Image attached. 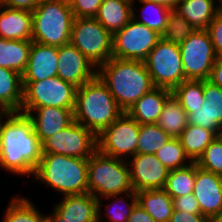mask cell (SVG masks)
I'll return each instance as SVG.
<instances>
[{
	"label": "cell",
	"mask_w": 222,
	"mask_h": 222,
	"mask_svg": "<svg viewBox=\"0 0 222 222\" xmlns=\"http://www.w3.org/2000/svg\"><path fill=\"white\" fill-rule=\"evenodd\" d=\"M40 3V0H0V6L12 9H23L33 11Z\"/></svg>",
	"instance_id": "43"
},
{
	"label": "cell",
	"mask_w": 222,
	"mask_h": 222,
	"mask_svg": "<svg viewBox=\"0 0 222 222\" xmlns=\"http://www.w3.org/2000/svg\"><path fill=\"white\" fill-rule=\"evenodd\" d=\"M215 0H181L175 11L182 15L196 30H207L215 17Z\"/></svg>",
	"instance_id": "26"
},
{
	"label": "cell",
	"mask_w": 222,
	"mask_h": 222,
	"mask_svg": "<svg viewBox=\"0 0 222 222\" xmlns=\"http://www.w3.org/2000/svg\"><path fill=\"white\" fill-rule=\"evenodd\" d=\"M209 222H222V211L209 219Z\"/></svg>",
	"instance_id": "47"
},
{
	"label": "cell",
	"mask_w": 222,
	"mask_h": 222,
	"mask_svg": "<svg viewBox=\"0 0 222 222\" xmlns=\"http://www.w3.org/2000/svg\"><path fill=\"white\" fill-rule=\"evenodd\" d=\"M4 111H2V110H0V119H1V117H2V115H4Z\"/></svg>",
	"instance_id": "50"
},
{
	"label": "cell",
	"mask_w": 222,
	"mask_h": 222,
	"mask_svg": "<svg viewBox=\"0 0 222 222\" xmlns=\"http://www.w3.org/2000/svg\"><path fill=\"white\" fill-rule=\"evenodd\" d=\"M171 138L157 123L141 124L137 154H156Z\"/></svg>",
	"instance_id": "34"
},
{
	"label": "cell",
	"mask_w": 222,
	"mask_h": 222,
	"mask_svg": "<svg viewBox=\"0 0 222 222\" xmlns=\"http://www.w3.org/2000/svg\"><path fill=\"white\" fill-rule=\"evenodd\" d=\"M41 157V143L31 119L21 112L4 113L0 119V167L13 174L33 175Z\"/></svg>",
	"instance_id": "1"
},
{
	"label": "cell",
	"mask_w": 222,
	"mask_h": 222,
	"mask_svg": "<svg viewBox=\"0 0 222 222\" xmlns=\"http://www.w3.org/2000/svg\"><path fill=\"white\" fill-rule=\"evenodd\" d=\"M219 1V5L217 6V10L222 12V0H218Z\"/></svg>",
	"instance_id": "48"
},
{
	"label": "cell",
	"mask_w": 222,
	"mask_h": 222,
	"mask_svg": "<svg viewBox=\"0 0 222 222\" xmlns=\"http://www.w3.org/2000/svg\"><path fill=\"white\" fill-rule=\"evenodd\" d=\"M22 83L21 110H34L39 107L75 109L77 87L58 76L42 81Z\"/></svg>",
	"instance_id": "8"
},
{
	"label": "cell",
	"mask_w": 222,
	"mask_h": 222,
	"mask_svg": "<svg viewBox=\"0 0 222 222\" xmlns=\"http://www.w3.org/2000/svg\"><path fill=\"white\" fill-rule=\"evenodd\" d=\"M195 31L196 28L182 15L175 10H171L168 15L166 29L161 37L171 43L180 44Z\"/></svg>",
	"instance_id": "37"
},
{
	"label": "cell",
	"mask_w": 222,
	"mask_h": 222,
	"mask_svg": "<svg viewBox=\"0 0 222 222\" xmlns=\"http://www.w3.org/2000/svg\"><path fill=\"white\" fill-rule=\"evenodd\" d=\"M47 222H97V199L90 193L63 196Z\"/></svg>",
	"instance_id": "16"
},
{
	"label": "cell",
	"mask_w": 222,
	"mask_h": 222,
	"mask_svg": "<svg viewBox=\"0 0 222 222\" xmlns=\"http://www.w3.org/2000/svg\"><path fill=\"white\" fill-rule=\"evenodd\" d=\"M160 38L161 35L156 31L131 18L121 30L113 34L112 56L145 62Z\"/></svg>",
	"instance_id": "11"
},
{
	"label": "cell",
	"mask_w": 222,
	"mask_h": 222,
	"mask_svg": "<svg viewBox=\"0 0 222 222\" xmlns=\"http://www.w3.org/2000/svg\"><path fill=\"white\" fill-rule=\"evenodd\" d=\"M32 40H8L0 37V67L25 72Z\"/></svg>",
	"instance_id": "27"
},
{
	"label": "cell",
	"mask_w": 222,
	"mask_h": 222,
	"mask_svg": "<svg viewBox=\"0 0 222 222\" xmlns=\"http://www.w3.org/2000/svg\"><path fill=\"white\" fill-rule=\"evenodd\" d=\"M155 155L168 170L183 168L192 163L178 138H171Z\"/></svg>",
	"instance_id": "36"
},
{
	"label": "cell",
	"mask_w": 222,
	"mask_h": 222,
	"mask_svg": "<svg viewBox=\"0 0 222 222\" xmlns=\"http://www.w3.org/2000/svg\"><path fill=\"white\" fill-rule=\"evenodd\" d=\"M207 31L217 57H222V12L218 11L209 24Z\"/></svg>",
	"instance_id": "40"
},
{
	"label": "cell",
	"mask_w": 222,
	"mask_h": 222,
	"mask_svg": "<svg viewBox=\"0 0 222 222\" xmlns=\"http://www.w3.org/2000/svg\"><path fill=\"white\" fill-rule=\"evenodd\" d=\"M119 196H121V197H119ZM122 196H123V194H116V195H110V196L104 197V198H107L108 200L110 198L115 200V198H116V200L115 201L113 200V202H110V204L107 203V207L106 208H110L109 209L110 211H106L108 213H105V215L110 220L108 222H128V217L131 215V212H132L133 208L137 204L136 192L135 191H131V192L127 193V195H126L127 197H129V199H131L130 200L131 203H129L127 200L125 201L124 197H122ZM121 201H122V203H124V205L126 203V205L125 206H120L119 203ZM116 203H118L119 205L116 204ZM101 205H102V201L100 199H98L97 200V222H103L100 219V215H101L100 214L101 213L100 210H101V207H102Z\"/></svg>",
	"instance_id": "35"
},
{
	"label": "cell",
	"mask_w": 222,
	"mask_h": 222,
	"mask_svg": "<svg viewBox=\"0 0 222 222\" xmlns=\"http://www.w3.org/2000/svg\"><path fill=\"white\" fill-rule=\"evenodd\" d=\"M25 197L18 198L15 196L3 216V222H47V215L40 213L33 202Z\"/></svg>",
	"instance_id": "32"
},
{
	"label": "cell",
	"mask_w": 222,
	"mask_h": 222,
	"mask_svg": "<svg viewBox=\"0 0 222 222\" xmlns=\"http://www.w3.org/2000/svg\"><path fill=\"white\" fill-rule=\"evenodd\" d=\"M174 210L185 211L191 214H201L198 201L193 193L173 199Z\"/></svg>",
	"instance_id": "41"
},
{
	"label": "cell",
	"mask_w": 222,
	"mask_h": 222,
	"mask_svg": "<svg viewBox=\"0 0 222 222\" xmlns=\"http://www.w3.org/2000/svg\"><path fill=\"white\" fill-rule=\"evenodd\" d=\"M134 1L137 0H133L132 3V18L137 20L138 22L145 24L149 29L156 31L162 36L166 29L168 15L171 10L153 2L138 0L140 3L143 4V7L141 9L142 15L138 17L134 11Z\"/></svg>",
	"instance_id": "33"
},
{
	"label": "cell",
	"mask_w": 222,
	"mask_h": 222,
	"mask_svg": "<svg viewBox=\"0 0 222 222\" xmlns=\"http://www.w3.org/2000/svg\"><path fill=\"white\" fill-rule=\"evenodd\" d=\"M172 95L189 116L204 102L203 80H184L172 90Z\"/></svg>",
	"instance_id": "31"
},
{
	"label": "cell",
	"mask_w": 222,
	"mask_h": 222,
	"mask_svg": "<svg viewBox=\"0 0 222 222\" xmlns=\"http://www.w3.org/2000/svg\"><path fill=\"white\" fill-rule=\"evenodd\" d=\"M128 222H156L138 203L133 208Z\"/></svg>",
	"instance_id": "44"
},
{
	"label": "cell",
	"mask_w": 222,
	"mask_h": 222,
	"mask_svg": "<svg viewBox=\"0 0 222 222\" xmlns=\"http://www.w3.org/2000/svg\"><path fill=\"white\" fill-rule=\"evenodd\" d=\"M70 43L97 69L113 57V35L95 18H74Z\"/></svg>",
	"instance_id": "7"
},
{
	"label": "cell",
	"mask_w": 222,
	"mask_h": 222,
	"mask_svg": "<svg viewBox=\"0 0 222 222\" xmlns=\"http://www.w3.org/2000/svg\"><path fill=\"white\" fill-rule=\"evenodd\" d=\"M69 0H40L32 11V41L61 47L70 43L74 21Z\"/></svg>",
	"instance_id": "5"
},
{
	"label": "cell",
	"mask_w": 222,
	"mask_h": 222,
	"mask_svg": "<svg viewBox=\"0 0 222 222\" xmlns=\"http://www.w3.org/2000/svg\"><path fill=\"white\" fill-rule=\"evenodd\" d=\"M185 78L208 80L216 54L207 30H196L179 44Z\"/></svg>",
	"instance_id": "12"
},
{
	"label": "cell",
	"mask_w": 222,
	"mask_h": 222,
	"mask_svg": "<svg viewBox=\"0 0 222 222\" xmlns=\"http://www.w3.org/2000/svg\"><path fill=\"white\" fill-rule=\"evenodd\" d=\"M33 177L63 196L85 194L88 193V159L42 154Z\"/></svg>",
	"instance_id": "4"
},
{
	"label": "cell",
	"mask_w": 222,
	"mask_h": 222,
	"mask_svg": "<svg viewBox=\"0 0 222 222\" xmlns=\"http://www.w3.org/2000/svg\"><path fill=\"white\" fill-rule=\"evenodd\" d=\"M127 160L105 155L96 150L88 158V193L97 200L134 191Z\"/></svg>",
	"instance_id": "6"
},
{
	"label": "cell",
	"mask_w": 222,
	"mask_h": 222,
	"mask_svg": "<svg viewBox=\"0 0 222 222\" xmlns=\"http://www.w3.org/2000/svg\"><path fill=\"white\" fill-rule=\"evenodd\" d=\"M32 12L0 6V37L8 40L32 39Z\"/></svg>",
	"instance_id": "22"
},
{
	"label": "cell",
	"mask_w": 222,
	"mask_h": 222,
	"mask_svg": "<svg viewBox=\"0 0 222 222\" xmlns=\"http://www.w3.org/2000/svg\"><path fill=\"white\" fill-rule=\"evenodd\" d=\"M131 159L127 163L135 192L164 189L169 170L155 154H135Z\"/></svg>",
	"instance_id": "14"
},
{
	"label": "cell",
	"mask_w": 222,
	"mask_h": 222,
	"mask_svg": "<svg viewBox=\"0 0 222 222\" xmlns=\"http://www.w3.org/2000/svg\"><path fill=\"white\" fill-rule=\"evenodd\" d=\"M146 1L162 5L170 10H175L176 7L178 6V3L181 0H146Z\"/></svg>",
	"instance_id": "46"
},
{
	"label": "cell",
	"mask_w": 222,
	"mask_h": 222,
	"mask_svg": "<svg viewBox=\"0 0 222 222\" xmlns=\"http://www.w3.org/2000/svg\"><path fill=\"white\" fill-rule=\"evenodd\" d=\"M196 163L198 167L222 176V141L218 136L204 150Z\"/></svg>",
	"instance_id": "38"
},
{
	"label": "cell",
	"mask_w": 222,
	"mask_h": 222,
	"mask_svg": "<svg viewBox=\"0 0 222 222\" xmlns=\"http://www.w3.org/2000/svg\"><path fill=\"white\" fill-rule=\"evenodd\" d=\"M189 124L188 115L171 95L165 102L157 125L170 137L178 138Z\"/></svg>",
	"instance_id": "29"
},
{
	"label": "cell",
	"mask_w": 222,
	"mask_h": 222,
	"mask_svg": "<svg viewBox=\"0 0 222 222\" xmlns=\"http://www.w3.org/2000/svg\"><path fill=\"white\" fill-rule=\"evenodd\" d=\"M208 81L222 89V57L216 58Z\"/></svg>",
	"instance_id": "45"
},
{
	"label": "cell",
	"mask_w": 222,
	"mask_h": 222,
	"mask_svg": "<svg viewBox=\"0 0 222 222\" xmlns=\"http://www.w3.org/2000/svg\"><path fill=\"white\" fill-rule=\"evenodd\" d=\"M172 90L154 87L138 99L127 113L139 124L157 123Z\"/></svg>",
	"instance_id": "21"
},
{
	"label": "cell",
	"mask_w": 222,
	"mask_h": 222,
	"mask_svg": "<svg viewBox=\"0 0 222 222\" xmlns=\"http://www.w3.org/2000/svg\"><path fill=\"white\" fill-rule=\"evenodd\" d=\"M137 203L156 222H169L174 211L173 198L164 190H141L136 192Z\"/></svg>",
	"instance_id": "25"
},
{
	"label": "cell",
	"mask_w": 222,
	"mask_h": 222,
	"mask_svg": "<svg viewBox=\"0 0 222 222\" xmlns=\"http://www.w3.org/2000/svg\"><path fill=\"white\" fill-rule=\"evenodd\" d=\"M57 76L80 87L97 75L96 67L71 43L58 47Z\"/></svg>",
	"instance_id": "15"
},
{
	"label": "cell",
	"mask_w": 222,
	"mask_h": 222,
	"mask_svg": "<svg viewBox=\"0 0 222 222\" xmlns=\"http://www.w3.org/2000/svg\"><path fill=\"white\" fill-rule=\"evenodd\" d=\"M123 113L98 75L77 87L74 121L91 130L96 136Z\"/></svg>",
	"instance_id": "3"
},
{
	"label": "cell",
	"mask_w": 222,
	"mask_h": 222,
	"mask_svg": "<svg viewBox=\"0 0 222 222\" xmlns=\"http://www.w3.org/2000/svg\"><path fill=\"white\" fill-rule=\"evenodd\" d=\"M58 47L32 41L22 82H35L57 76Z\"/></svg>",
	"instance_id": "20"
},
{
	"label": "cell",
	"mask_w": 222,
	"mask_h": 222,
	"mask_svg": "<svg viewBox=\"0 0 222 222\" xmlns=\"http://www.w3.org/2000/svg\"><path fill=\"white\" fill-rule=\"evenodd\" d=\"M217 136L222 141V127L220 128Z\"/></svg>",
	"instance_id": "49"
},
{
	"label": "cell",
	"mask_w": 222,
	"mask_h": 222,
	"mask_svg": "<svg viewBox=\"0 0 222 222\" xmlns=\"http://www.w3.org/2000/svg\"><path fill=\"white\" fill-rule=\"evenodd\" d=\"M103 0H69L75 18H95Z\"/></svg>",
	"instance_id": "39"
},
{
	"label": "cell",
	"mask_w": 222,
	"mask_h": 222,
	"mask_svg": "<svg viewBox=\"0 0 222 222\" xmlns=\"http://www.w3.org/2000/svg\"><path fill=\"white\" fill-rule=\"evenodd\" d=\"M193 195L198 201L201 214L208 219L222 211V176L198 167Z\"/></svg>",
	"instance_id": "17"
},
{
	"label": "cell",
	"mask_w": 222,
	"mask_h": 222,
	"mask_svg": "<svg viewBox=\"0 0 222 222\" xmlns=\"http://www.w3.org/2000/svg\"><path fill=\"white\" fill-rule=\"evenodd\" d=\"M196 177V162L190 165L169 170L164 190L174 199L193 193Z\"/></svg>",
	"instance_id": "30"
},
{
	"label": "cell",
	"mask_w": 222,
	"mask_h": 222,
	"mask_svg": "<svg viewBox=\"0 0 222 222\" xmlns=\"http://www.w3.org/2000/svg\"><path fill=\"white\" fill-rule=\"evenodd\" d=\"M204 102L188 116L189 124L211 130L216 135L222 127V89L203 80Z\"/></svg>",
	"instance_id": "18"
},
{
	"label": "cell",
	"mask_w": 222,
	"mask_h": 222,
	"mask_svg": "<svg viewBox=\"0 0 222 222\" xmlns=\"http://www.w3.org/2000/svg\"><path fill=\"white\" fill-rule=\"evenodd\" d=\"M20 112L31 119L40 143L60 132L74 121V109L39 107L34 110H20Z\"/></svg>",
	"instance_id": "19"
},
{
	"label": "cell",
	"mask_w": 222,
	"mask_h": 222,
	"mask_svg": "<svg viewBox=\"0 0 222 222\" xmlns=\"http://www.w3.org/2000/svg\"><path fill=\"white\" fill-rule=\"evenodd\" d=\"M154 87L173 90L185 78L179 44L163 39L149 52L145 61Z\"/></svg>",
	"instance_id": "9"
},
{
	"label": "cell",
	"mask_w": 222,
	"mask_h": 222,
	"mask_svg": "<svg viewBox=\"0 0 222 222\" xmlns=\"http://www.w3.org/2000/svg\"><path fill=\"white\" fill-rule=\"evenodd\" d=\"M216 137L217 135L211 130L188 124L178 139L190 160L197 162L204 150Z\"/></svg>",
	"instance_id": "28"
},
{
	"label": "cell",
	"mask_w": 222,
	"mask_h": 222,
	"mask_svg": "<svg viewBox=\"0 0 222 222\" xmlns=\"http://www.w3.org/2000/svg\"><path fill=\"white\" fill-rule=\"evenodd\" d=\"M169 222H209V219L202 214L174 210Z\"/></svg>",
	"instance_id": "42"
},
{
	"label": "cell",
	"mask_w": 222,
	"mask_h": 222,
	"mask_svg": "<svg viewBox=\"0 0 222 222\" xmlns=\"http://www.w3.org/2000/svg\"><path fill=\"white\" fill-rule=\"evenodd\" d=\"M118 106L127 112L154 85L145 62L112 57L97 69Z\"/></svg>",
	"instance_id": "2"
},
{
	"label": "cell",
	"mask_w": 222,
	"mask_h": 222,
	"mask_svg": "<svg viewBox=\"0 0 222 222\" xmlns=\"http://www.w3.org/2000/svg\"><path fill=\"white\" fill-rule=\"evenodd\" d=\"M42 154L54 153L88 159L97 150L96 135L86 127L73 121L60 132L41 143Z\"/></svg>",
	"instance_id": "13"
},
{
	"label": "cell",
	"mask_w": 222,
	"mask_h": 222,
	"mask_svg": "<svg viewBox=\"0 0 222 222\" xmlns=\"http://www.w3.org/2000/svg\"><path fill=\"white\" fill-rule=\"evenodd\" d=\"M133 0H103L95 17L112 35L132 18Z\"/></svg>",
	"instance_id": "24"
},
{
	"label": "cell",
	"mask_w": 222,
	"mask_h": 222,
	"mask_svg": "<svg viewBox=\"0 0 222 222\" xmlns=\"http://www.w3.org/2000/svg\"><path fill=\"white\" fill-rule=\"evenodd\" d=\"M139 129L140 125L124 112L96 136L97 150L118 159L131 158L137 154Z\"/></svg>",
	"instance_id": "10"
},
{
	"label": "cell",
	"mask_w": 222,
	"mask_h": 222,
	"mask_svg": "<svg viewBox=\"0 0 222 222\" xmlns=\"http://www.w3.org/2000/svg\"><path fill=\"white\" fill-rule=\"evenodd\" d=\"M23 102L22 75L7 68L0 67V110L20 112Z\"/></svg>",
	"instance_id": "23"
}]
</instances>
